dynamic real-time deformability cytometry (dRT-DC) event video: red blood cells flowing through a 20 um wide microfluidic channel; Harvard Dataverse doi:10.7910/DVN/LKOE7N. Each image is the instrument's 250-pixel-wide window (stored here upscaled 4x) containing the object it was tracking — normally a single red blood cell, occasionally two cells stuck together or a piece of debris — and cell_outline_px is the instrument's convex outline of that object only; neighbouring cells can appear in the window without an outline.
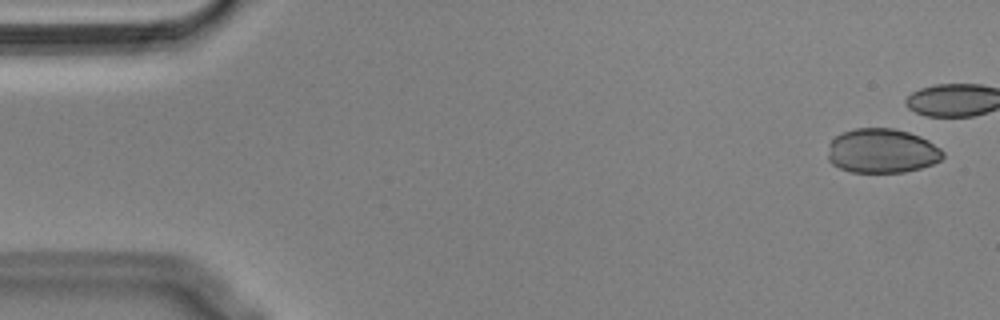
{"species": "Egyptian fruit bat (a non-hibernating species)", "species_latin": "Rousettus aegyptiacus", "temperature_condition": "cold", "stored_images_in_passage": 38, "camera_frame_rate_fps": 3000, "um_per_image_px": 0.085, "animal": {"sex": "male"}, "frame": {"image": 1, "passage_image": 1, "time_ms": 0.0, "image_size_px": [1000, 320], "cell_outline_px": [[944, 156], [940, 160], [932, 164], [920, 168], [904, 172], [852, 172], [840, 168], [832, 164], [828, 160], [828, 144], [836, 136], [844, 132], [856, 128], [892, 128], [908, 132], [920, 136], [928, 140], [940, 148], [944, 152]], "centroid_in_image_um": [74.96, 12.82], "position_along_channel_um": 10.0, "area_um2": 29.77}}
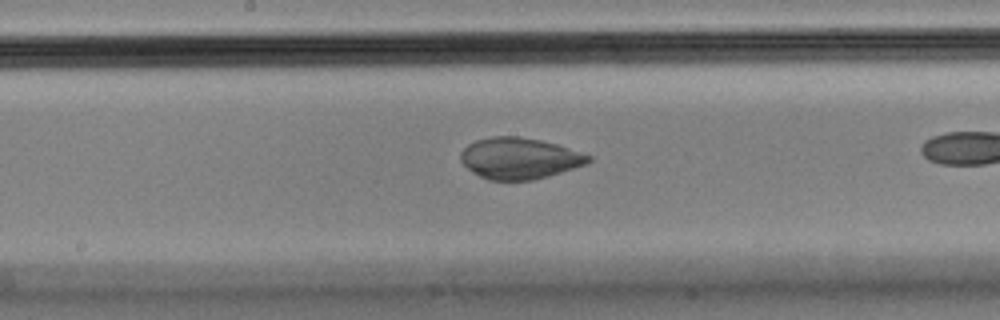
{"frame": {"image": 2, "passage_image": 27, "time_ms": 8.667, "image_size_px": [1000, 320], "cell_outline_px": [[592, 160], [588, 164], [548, 176], [532, 180], [488, 180], [472, 172], [460, 160], [460, 152], [468, 144], [476, 140], [492, 136], [516, 136], [540, 140], [556, 144], [592, 156]], "centroid_in_image_um": [44.15, 13.46], "position_along_channel_um": 204.1, "area_um2": 30.69}}